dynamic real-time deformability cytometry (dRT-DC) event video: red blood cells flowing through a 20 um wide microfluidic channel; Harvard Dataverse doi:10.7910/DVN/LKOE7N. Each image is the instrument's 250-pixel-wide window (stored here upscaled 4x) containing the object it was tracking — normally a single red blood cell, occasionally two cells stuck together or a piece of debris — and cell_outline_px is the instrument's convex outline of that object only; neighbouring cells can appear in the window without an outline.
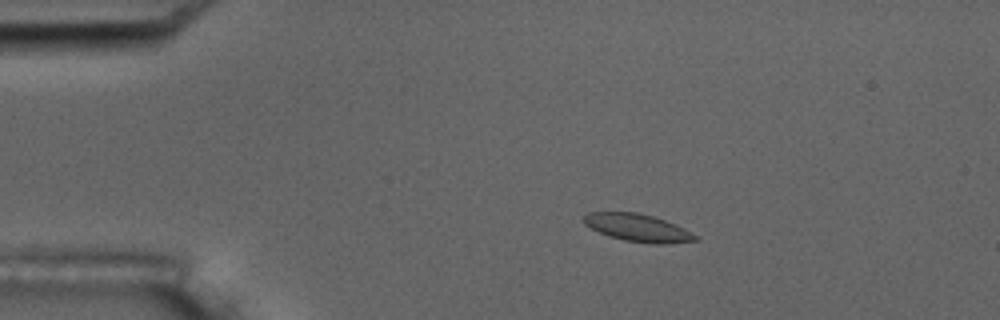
{"species": "common noctule bat (a hibernating species)", "species_latin": "Nyctalus noctula", "temperature_condition": "room temperature", "stored_images_in_passage": 10, "camera_frame_rate_fps": 3000, "um_per_image_px": 0.085, "animal": {"sex": "male", "body_mass_g": 17.5, "forearm_length_mm": 52.3}, "frame": {"image": 1, "passage_image": 4, "time_ms": 1.0, "image_size_px": [1000, 320], "cell_outline_px": [[700, 240], [664, 244], [656, 244], [624, 240], [608, 236], [584, 224], [584, 216], [588, 212], [640, 212], [664, 220], [684, 228], [696, 236]], "centroid_in_image_um": [54.21, 19.36], "position_along_channel_um": 30.8, "area_um2": 17.74}}
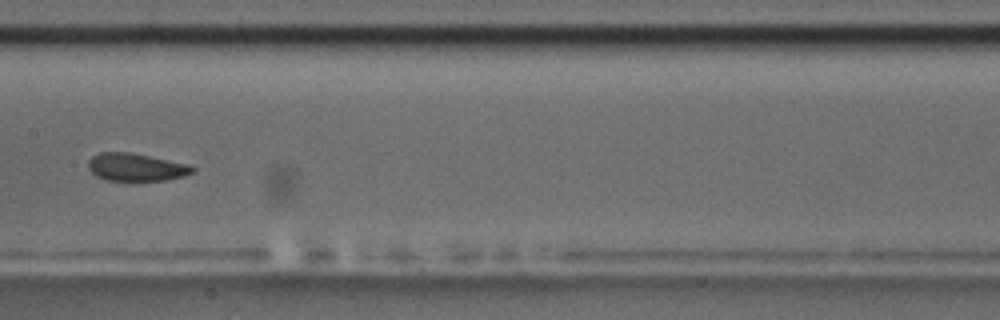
{"frame": {"image": 2, "passage_image": 9, "time_ms": 2.667, "image_size_px": [1000, 320], "cell_outline_px": [[196, 172], [184, 176], [164, 180], [128, 184], [108, 180], [96, 176], [88, 168], [88, 160], [92, 156], [100, 152], [128, 152], [192, 164], [196, 168]], "centroid_in_image_um": [11.6, 14.26], "position_along_channel_um": 195.8, "area_um2": 17.74}}
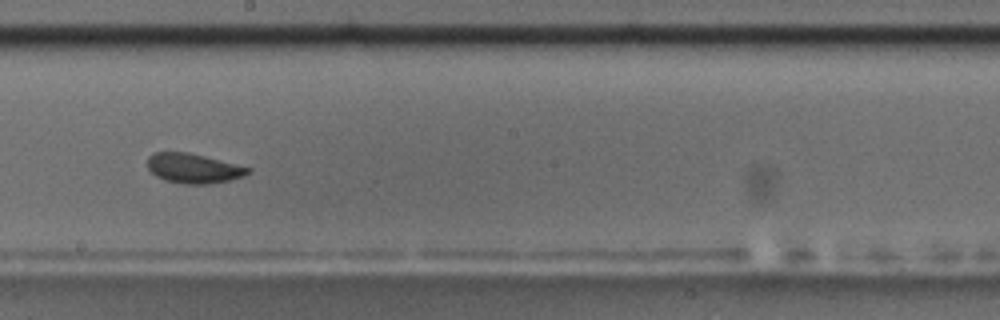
{"frame": {"image": 3, "passage_image": 10, "time_ms": 3.0, "image_size_px": [1000, 320], "cell_outline_px": [[252, 172], [244, 176], [228, 180], [208, 184], [184, 184], [164, 180], [156, 176], [148, 168], [148, 156], [156, 152], [188, 152], [252, 168]], "centroid_in_image_um": [16.45, 14.31], "position_along_channel_um": 231.7, "area_um2": 17.34}}